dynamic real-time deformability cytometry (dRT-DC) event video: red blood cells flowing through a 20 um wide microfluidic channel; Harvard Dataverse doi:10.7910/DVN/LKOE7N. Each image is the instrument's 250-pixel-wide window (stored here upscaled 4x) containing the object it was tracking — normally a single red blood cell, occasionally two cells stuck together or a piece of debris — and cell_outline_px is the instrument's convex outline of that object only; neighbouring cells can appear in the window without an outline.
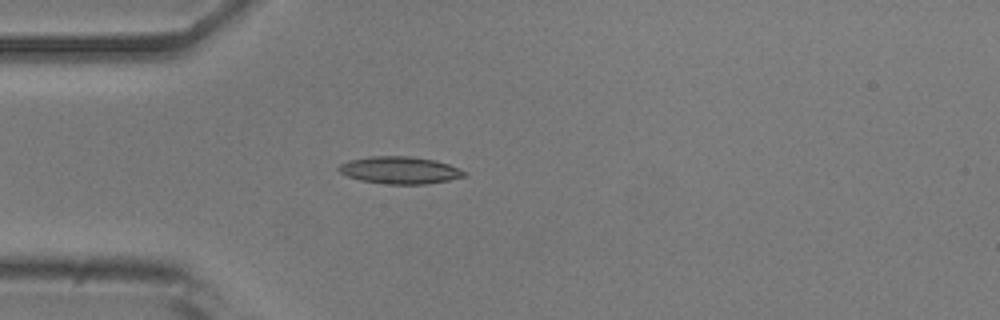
{"species": "common noctule bat (a hibernating species)", "species_latin": "Nyctalus noctula", "temperature_condition": "room temperature", "stored_images_in_passage": 39, "camera_frame_rate_fps": 3000, "um_per_image_px": 0.085, "animal": {"sex": "male", "body_mass_g": 20.5, "forearm_length_mm": 52.5}, "frame": {"image": 1, "passage_image": 1, "time_ms": 0.0, "image_size_px": [1000, 320], "cell_outline_px": [[468, 176], [428, 184], [384, 184], [360, 180], [348, 176], [340, 172], [336, 168], [340, 164], [348, 160], [372, 156], [408, 156], [436, 160], [448, 164], [468, 172]], "centroid_in_image_um": [34.0, 14.47], "position_along_channel_um": 51.0, "area_um2": 20.06}}
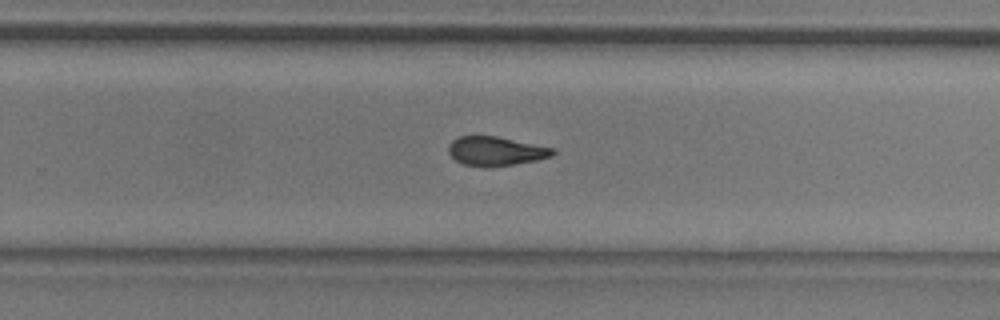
{"frame": {"image": 2, "passage_image": 20, "time_ms": 6.333, "image_size_px": [1000, 320], "cell_outline_px": [[556, 152], [552, 156], [536, 160], [512, 164], [464, 164], [456, 160], [448, 152], [448, 144], [452, 140], [460, 136], [496, 136], [556, 148]], "centroid_in_image_um": [42.17, 12.79], "position_along_channel_um": 287.6, "area_um2": 17.05}}
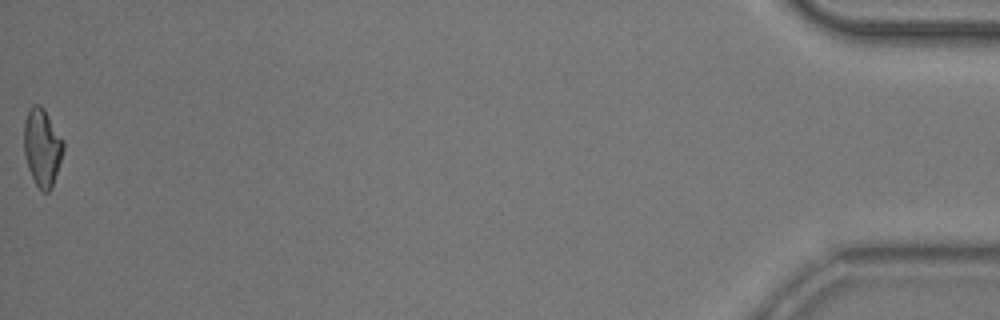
{"frame": {"image": 3, "passage_image": 39, "time_ms": 12.667, "image_size_px": [1000, 320], "cell_outline_px": [[64, 148], [52, 188], [48, 192], [44, 192], [36, 184], [28, 168], [24, 156], [24, 120], [32, 104], [40, 104], [44, 108], [64, 140]], "centroid_in_image_um": [3.58, 12.49], "position_along_channel_um": 431.6, "area_um2": 17.86}, "authors_computed_cell_mechanics": {"area_um2": 18.0336, "velocity_mm_per_s": 3.8622, "shape_relaxation_time_tau1_ms": 6.7963, "shape_relaxation_time_tau2_ms": 3.9669, "deformation_change_tau1": 0.1775, "deformation_change_tau2": 0.1211}}